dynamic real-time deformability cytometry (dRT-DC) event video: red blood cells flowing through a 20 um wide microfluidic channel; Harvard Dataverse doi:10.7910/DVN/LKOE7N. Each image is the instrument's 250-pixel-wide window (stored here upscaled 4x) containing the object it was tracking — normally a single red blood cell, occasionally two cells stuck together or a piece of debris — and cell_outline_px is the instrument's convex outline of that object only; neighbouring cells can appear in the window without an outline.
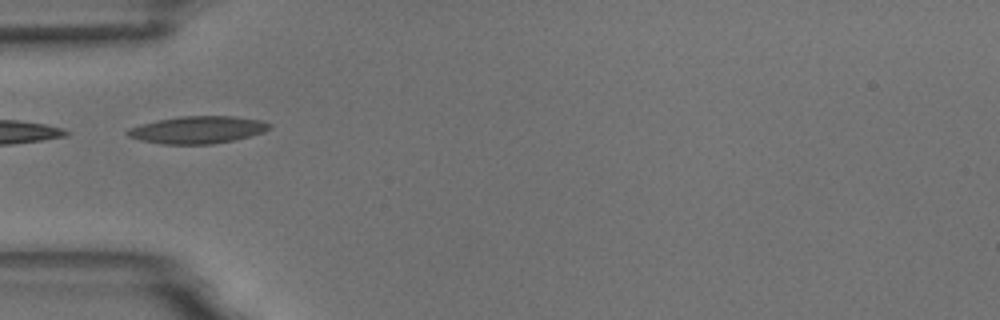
{"species": "common noctule bat (a hibernating species)", "species_latin": "Nyctalus noctula", "temperature_condition": "room temperature", "stored_images_in_passage": 38, "camera_frame_rate_fps": 3000, "um_per_image_px": 0.085, "animal": {"sex": "male", "body_mass_g": 18.8}, "frame": {"image": 1, "passage_image": 1, "time_ms": 0.0, "image_size_px": [1000, 320], "cell_outline_px": [[272, 128], [264, 132], [236, 140], [212, 144], [160, 144], [140, 140], [128, 136], [124, 132], [128, 128], [140, 124], [156, 120], [180, 116], [232, 116], [260, 120], [272, 124]], "centroid_in_image_um": [16.79, 11.03], "position_along_channel_um": 68.2, "area_um2": 22.83}, "authors_computed_cell_mechanics": {"area_um2": 20.2589, "velocity_mm_per_s": 3.7139, "shape_relaxation_time_tau1_ms": 5.782, "shape_relaxation_time_tau2_ms": 2.115, "deformation_change_tau1": 0.166, "deformation_change_tau2": 0.0931}}